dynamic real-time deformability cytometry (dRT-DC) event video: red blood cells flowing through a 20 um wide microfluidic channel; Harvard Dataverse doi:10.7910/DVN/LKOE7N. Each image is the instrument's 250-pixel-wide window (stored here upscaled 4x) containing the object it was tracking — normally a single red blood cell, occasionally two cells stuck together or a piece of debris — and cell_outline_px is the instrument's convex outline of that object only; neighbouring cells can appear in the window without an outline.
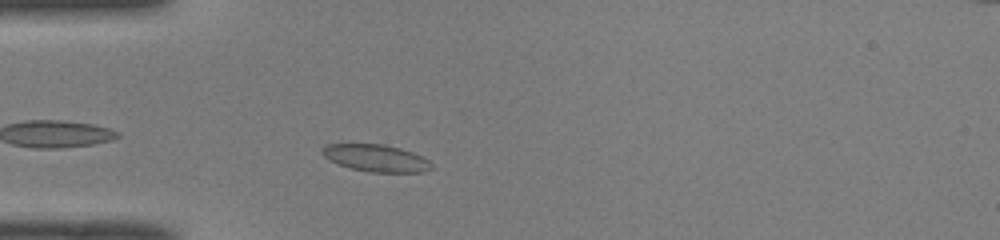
{"species": "common noctule bat (a hibernating species)", "species_latin": "Nyctalus noctula", "temperature_condition": "room temperature", "stored_images_in_passage": 39, "camera_frame_rate_fps": 3000, "um_per_image_px": 0.085, "animal": {"sex": "male", "body_mass_g": 19.0, "forearm_length_mm": 50.8}, "frame": {"image": 1, "passage_image": 4, "time_ms": 1.0, "image_size_px": [1000, 240], "cell_outline_px": [[432, 168], [424, 172], [368, 172], [352, 168], [328, 160], [320, 152], [320, 148], [328, 144], [384, 144], [400, 148], [412, 152], [428, 160], [432, 164]], "centroid_in_image_um": [31.93, 13.43], "position_along_channel_um": 53.1, "area_um2": 17.22}}
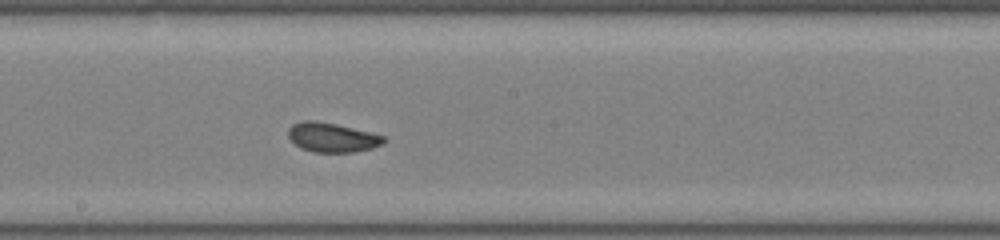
{"frame": {"image": 2, "passage_image": 17, "time_ms": 5.333, "image_size_px": [1000, 240], "cell_outline_px": [[388, 140], [384, 144], [372, 148], [352, 152], [312, 152], [300, 148], [288, 136], [288, 128], [292, 124], [304, 120], [316, 120], [336, 124], [384, 136]], "centroid_in_image_um": [28.22, 11.68], "position_along_channel_um": 220.0, "area_um2": 16.36}}
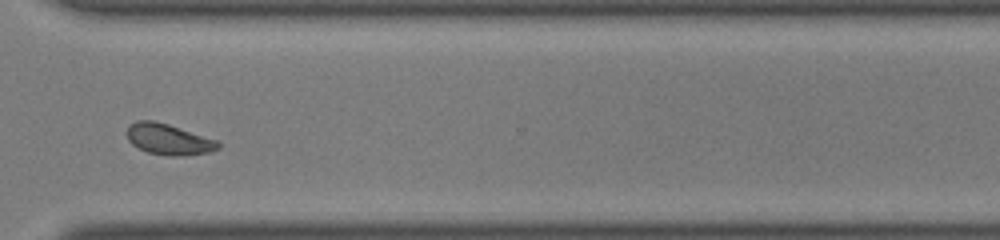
{"frame": {"image": 3, "passage_image": 27, "time_ms": 8.667, "image_size_px": [1000, 240], "cell_outline_px": [[220, 148], [208, 152], [184, 156], [168, 156], [148, 152], [132, 144], [128, 140], [128, 128], [136, 120], [152, 120], [168, 124], [220, 140]], "centroid_in_image_um": [14.39, 11.84], "position_along_channel_um": 356.2, "area_um2": 16.47}, "authors_computed_cell_mechanics": {"area_um2": 16.5308, "velocity_mm_per_s": 4.0646, "shape_relaxation_time_tau1_ms": 1.8978, "shape_relaxation_time_tau2_ms": 1.3136, "deformation_change_tau1": 0.0818, "deformation_change_tau2": 0.061}}